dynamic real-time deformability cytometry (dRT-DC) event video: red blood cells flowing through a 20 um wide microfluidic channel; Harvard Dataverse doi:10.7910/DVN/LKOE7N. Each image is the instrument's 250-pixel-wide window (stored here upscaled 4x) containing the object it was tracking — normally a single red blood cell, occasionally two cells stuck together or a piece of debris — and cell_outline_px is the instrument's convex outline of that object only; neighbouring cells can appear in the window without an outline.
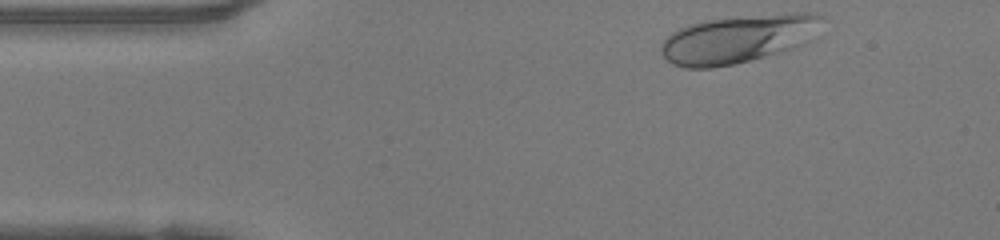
{"species": "human", "species_latin": "Homo sapiens", "temperature_condition": "warm", "stored_images_in_passage": 43, "camera_frame_rate_fps": 3000, "um_per_image_px": 0.085, "donor": {"sex": "female"}, "frame": {"image": 1, "passage_image": 1, "time_ms": 0.0, "image_size_px": [1000, 240], "cell_outline_px": [[820, 16], [804, 44], [792, 48], [748, 60], [732, 64], [712, 68], [684, 68], [672, 64], [660, 52], [660, 44], [672, 32], [688, 24], [708, 20], [796, 12], [816, 12]], "centroid_in_image_um": [62.6, 3.32], "position_along_channel_um": 22.4, "area_um2": 43.81}}
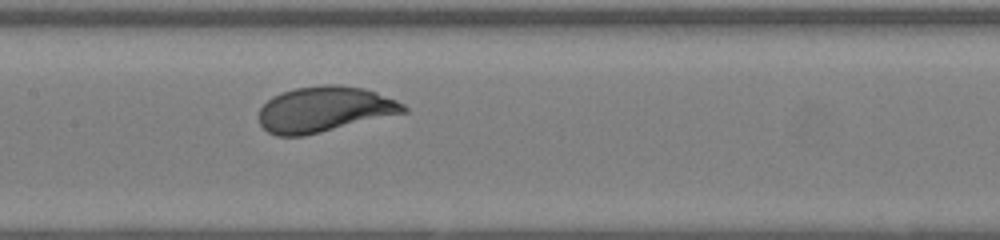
{"frame": {"image": 2, "passage_image": 17, "time_ms": 5.333, "image_size_px": [1000, 240], "cell_outline_px": [[408, 112], [304, 136], [276, 136], [268, 132], [260, 124], [260, 108], [272, 96], [280, 92], [296, 88], [324, 84], [336, 84], [364, 88], [376, 92], [396, 100], [404, 104], [408, 108]], "centroid_in_image_um": [27.59, 9.29], "position_along_channel_um": 179.8, "area_um2": 38.44}}
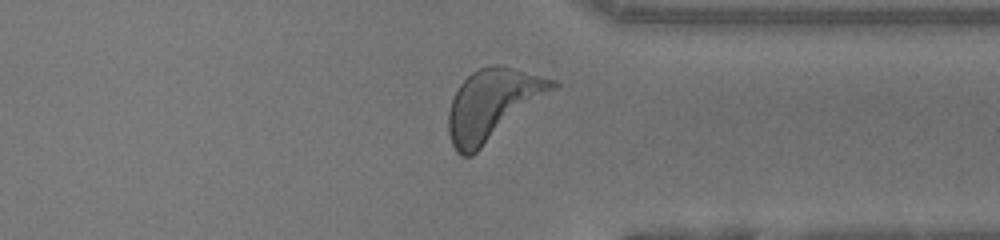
{"frame": {"image": 3, "passage_image": 31, "time_ms": 10.0, "image_size_px": [1000, 240], "cell_outline_px": [[560, 84], [556, 88], [472, 156], [460, 156], [456, 152], [452, 144], [448, 132], [448, 112], [452, 100], [460, 84], [472, 72], [480, 68], [492, 64], [500, 64], [556, 80]], "centroid_in_image_um": [41.86, 8.88], "position_along_channel_um": 369.5, "area_um2": 42.66}, "authors_computed_cell_mechanics": {"area_um2": 39.2462, "velocity_mm_per_s": 4.1553, "shape_relaxation_time_tau1_ms": 3.2844, "shape_relaxation_time_tau2_ms": null, "deformation_change_tau1": 0.1794, "deformation_change_tau2": null}}